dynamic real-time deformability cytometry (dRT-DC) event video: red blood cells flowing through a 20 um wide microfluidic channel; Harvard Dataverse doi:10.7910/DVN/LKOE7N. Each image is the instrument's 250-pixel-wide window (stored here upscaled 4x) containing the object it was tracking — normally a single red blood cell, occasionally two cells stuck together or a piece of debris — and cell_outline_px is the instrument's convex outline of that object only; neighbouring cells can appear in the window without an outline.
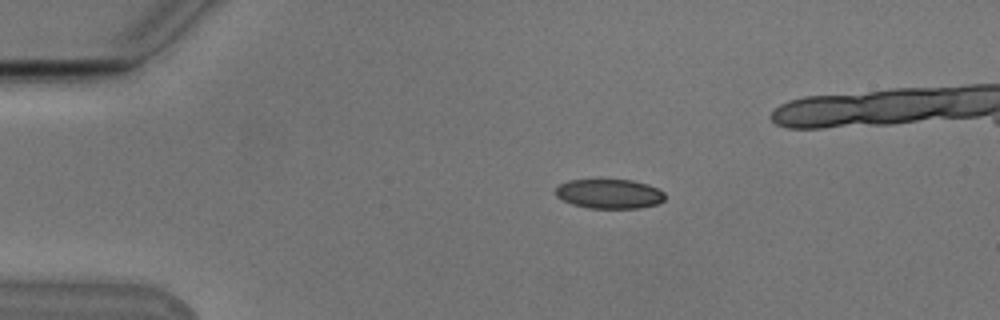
{"species": "Egyptian fruit bat (a non-hibernating species)", "species_latin": "Rousettus aegyptiacus", "temperature_condition": "cold", "stored_images_in_passage": 38, "camera_frame_rate_fps": 3000, "um_per_image_px": 0.085, "animal": {"sex": "male"}, "frame": {"image": 1, "passage_image": 1, "time_ms": 0.0, "image_size_px": [1000, 320], "cell_outline_px": [[664, 200], [656, 204], [640, 208], [588, 208], [572, 204], [556, 196], [556, 188], [560, 184], [568, 180], [632, 180], [648, 184], [664, 192]], "centroid_in_image_um": [51.79, 16.47], "position_along_channel_um": 33.2, "area_um2": 18.67}}
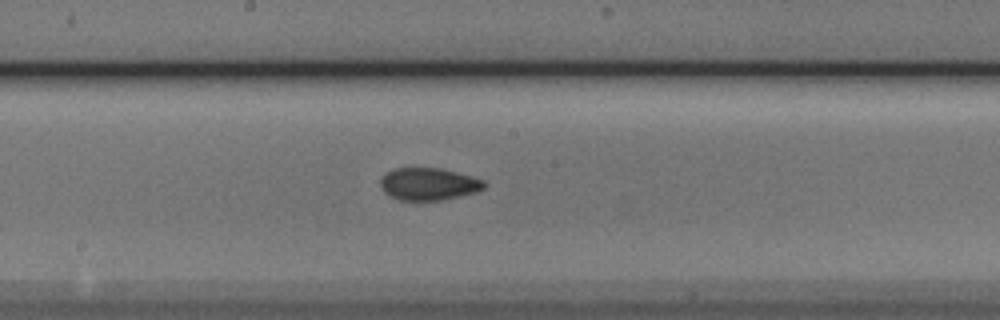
{"frame": {"image": 2, "passage_image": 19, "time_ms": 6.0, "image_size_px": [1000, 320], "cell_outline_px": [[484, 188], [476, 192], [444, 200], [396, 200], [388, 196], [380, 188], [380, 180], [392, 168], [440, 168], [484, 180]], "centroid_in_image_um": [36.38, 15.65], "position_along_channel_um": 211.8, "area_um2": 19.54}}
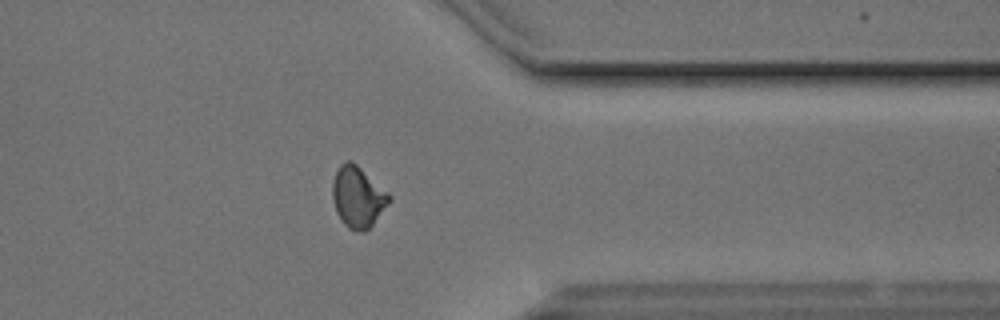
{"frame": {"image": 3, "passage_image": 33, "time_ms": 10.667, "image_size_px": [1000, 320], "cell_outline_px": [[392, 200], [372, 224], [364, 232], [348, 228], [344, 224], [336, 212], [332, 200], [332, 184], [336, 172], [340, 164], [348, 160], [352, 160], [388, 192], [392, 196]], "centroid_in_image_um": [30.41, 16.73], "position_along_channel_um": 381.0, "area_um2": 20.11}}